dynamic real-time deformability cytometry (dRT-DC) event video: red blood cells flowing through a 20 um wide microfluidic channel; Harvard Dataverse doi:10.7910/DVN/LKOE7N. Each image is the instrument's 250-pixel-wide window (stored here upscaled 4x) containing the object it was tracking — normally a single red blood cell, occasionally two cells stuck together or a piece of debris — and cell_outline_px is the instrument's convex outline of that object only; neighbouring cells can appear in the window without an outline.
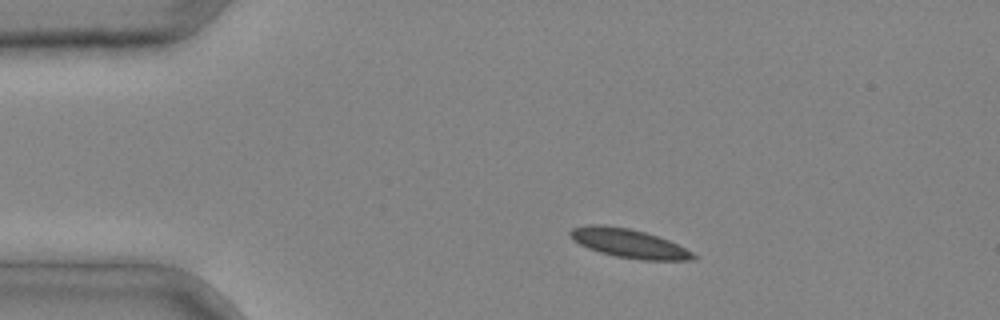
{"species": "common noctule bat (a hibernating species)", "species_latin": "Nyctalus noctula", "temperature_condition": "cold", "stored_images_in_passage": 2, "camera_frame_rate_fps": 3000, "um_per_image_px": 0.085, "animal": {"sex": "male", "body_mass_g": 20.4}, "frame": {"image": 1, "passage_image": 1, "time_ms": 0.0, "image_size_px": [1000, 320], "cell_outline_px": [[700, 256], [696, 260], [640, 260], [616, 256], [600, 252], [588, 248], [572, 240], [568, 232], [572, 228], [588, 224], [604, 224], [628, 228], [644, 232], [668, 240]], "centroid_in_image_um": [53.44, 20.68], "position_along_channel_um": 31.6, "area_um2": 20.75}}